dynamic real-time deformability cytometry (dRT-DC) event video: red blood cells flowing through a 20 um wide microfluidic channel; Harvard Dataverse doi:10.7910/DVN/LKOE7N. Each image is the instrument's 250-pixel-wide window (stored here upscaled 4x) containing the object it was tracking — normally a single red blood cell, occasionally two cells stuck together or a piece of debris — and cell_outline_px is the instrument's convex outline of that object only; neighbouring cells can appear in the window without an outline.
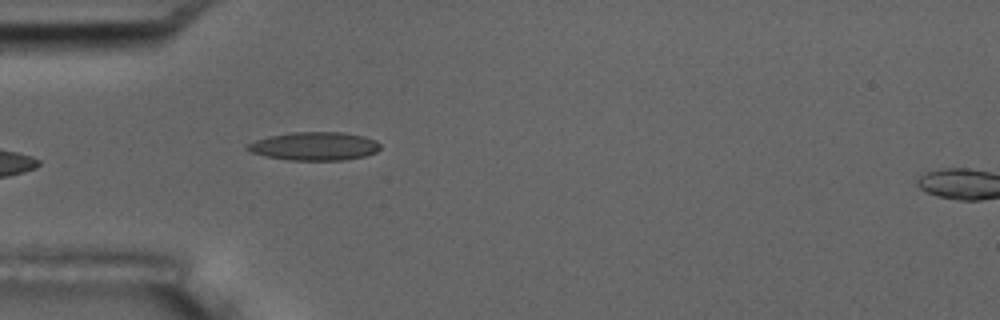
{"species": "common noctule bat (a hibernating species)", "species_latin": "Nyctalus noctula", "temperature_condition": "room temperature", "stored_images_in_passage": 7, "camera_frame_rate_fps": 3000, "um_per_image_px": 0.085, "animal": {"sex": "male", "body_mass_g": 17.5, "forearm_length_mm": 52.3}, "frame": {"image": 1, "passage_image": 6, "time_ms": 1.667, "image_size_px": [1000, 320], "cell_outline_px": [[380, 148], [376, 152], [364, 156], [344, 160], [288, 160], [264, 156], [248, 152], [244, 148], [248, 144], [256, 140], [268, 136], [292, 132], [340, 132], [364, 136], [376, 140], [380, 144]], "centroid_in_image_um": [26.69, 12.43], "position_along_channel_um": 58.3, "area_um2": 22.08}}